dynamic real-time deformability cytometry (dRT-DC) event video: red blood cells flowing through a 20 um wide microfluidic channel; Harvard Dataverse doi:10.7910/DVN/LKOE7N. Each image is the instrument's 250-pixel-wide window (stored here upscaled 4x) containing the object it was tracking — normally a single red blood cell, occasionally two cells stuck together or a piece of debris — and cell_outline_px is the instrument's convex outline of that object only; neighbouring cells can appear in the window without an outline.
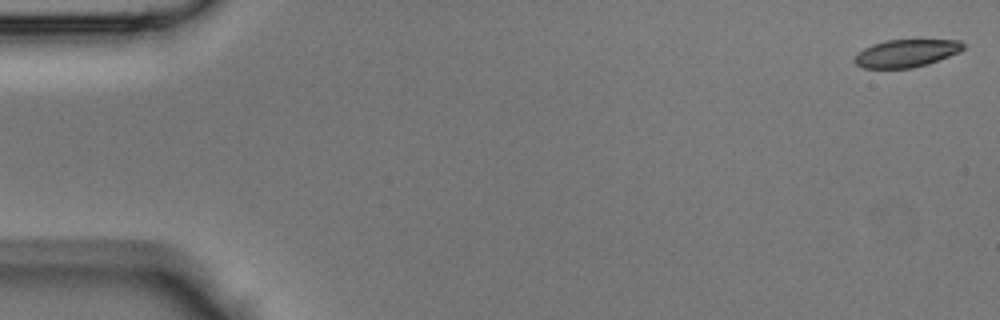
{"species": "Egyptian fruit bat (a non-hibernating species)", "species_latin": "Rousettus aegyptiacus", "temperature_condition": "room temperature", "stored_images_in_passage": 11, "camera_frame_rate_fps": 3000, "um_per_image_px": 0.085, "animal": {"sex": "male"}, "frame": {"image": 1, "passage_image": 1, "time_ms": 0.0, "image_size_px": [1000, 320], "cell_outline_px": [[964, 48], [960, 52], [928, 64], [912, 68], [864, 68], [856, 64], [852, 60], [864, 48], [872, 44], [888, 40], [960, 40], [964, 44]], "centroid_in_image_um": [77.05, 4.53], "position_along_channel_um": 8.0, "area_um2": 17.46}}